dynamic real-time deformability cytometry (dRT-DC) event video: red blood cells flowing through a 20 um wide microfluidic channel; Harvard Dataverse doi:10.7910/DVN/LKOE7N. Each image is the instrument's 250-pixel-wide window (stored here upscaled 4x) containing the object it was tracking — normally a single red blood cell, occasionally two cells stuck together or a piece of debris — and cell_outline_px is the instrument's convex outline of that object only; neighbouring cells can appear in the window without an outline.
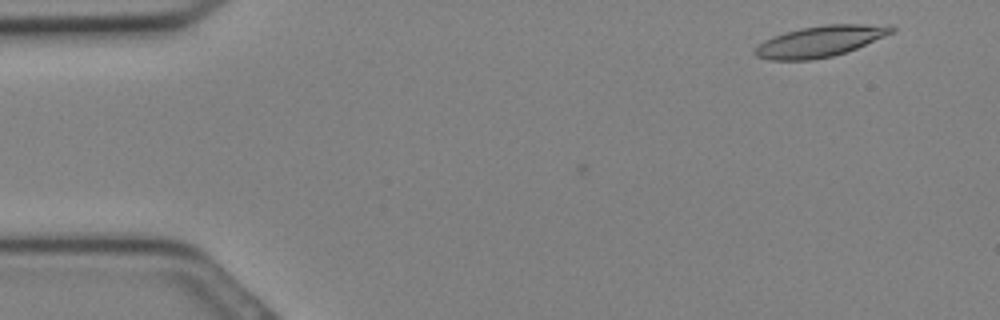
{"species": "Egyptian fruit bat (a non-hibernating species)", "species_latin": "Rousettus aegyptiacus", "temperature_condition": "cold", "stored_images_in_passage": 2, "camera_frame_rate_fps": 3000, "um_per_image_px": 0.085, "animal": {"sex": "female"}, "frame": {"image": 1, "passage_image": 2, "time_ms": 0.333, "image_size_px": [1000, 320], "cell_outline_px": [[896, 32], [856, 48], [832, 56], [812, 60], [768, 60], [756, 56], [752, 52], [764, 40], [772, 36], [784, 32], [800, 28], [828, 24], [892, 24], [896, 28]], "centroid_in_image_um": [69.75, 3.5], "position_along_channel_um": 15.3, "area_um2": 24.91}}